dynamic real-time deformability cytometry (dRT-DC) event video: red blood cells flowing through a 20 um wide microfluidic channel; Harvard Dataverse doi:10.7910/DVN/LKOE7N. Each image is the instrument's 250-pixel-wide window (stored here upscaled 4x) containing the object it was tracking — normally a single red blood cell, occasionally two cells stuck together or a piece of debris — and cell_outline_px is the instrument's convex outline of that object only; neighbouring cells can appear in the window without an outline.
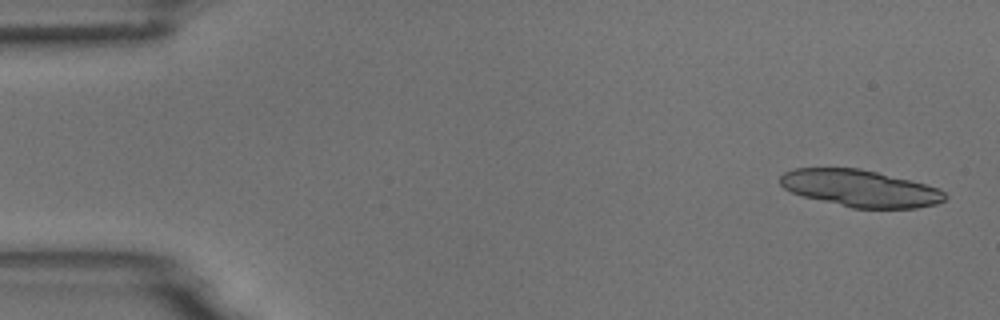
{"species": "common noctule bat (a hibernating species)", "species_latin": "Nyctalus noctula", "temperature_condition": "room temperature", "stored_images_in_passage": 5, "camera_frame_rate_fps": 3000, "um_per_image_px": 0.085, "animal": {"sex": "male", "body_mass_g": 18.8}, "frame": {"image": 1, "passage_image": 1, "time_ms": 0.0, "image_size_px": [1000, 320], "cell_outline_px": [[948, 196], [944, 200], [936, 204], [916, 208], [852, 208], [804, 196], [792, 192], [784, 188], [780, 184], [780, 176], [784, 172], [796, 168], [860, 168], [940, 188]], "centroid_in_image_um": [73.11, 16.01], "position_along_channel_um": 11.9, "area_um2": 35.14}}